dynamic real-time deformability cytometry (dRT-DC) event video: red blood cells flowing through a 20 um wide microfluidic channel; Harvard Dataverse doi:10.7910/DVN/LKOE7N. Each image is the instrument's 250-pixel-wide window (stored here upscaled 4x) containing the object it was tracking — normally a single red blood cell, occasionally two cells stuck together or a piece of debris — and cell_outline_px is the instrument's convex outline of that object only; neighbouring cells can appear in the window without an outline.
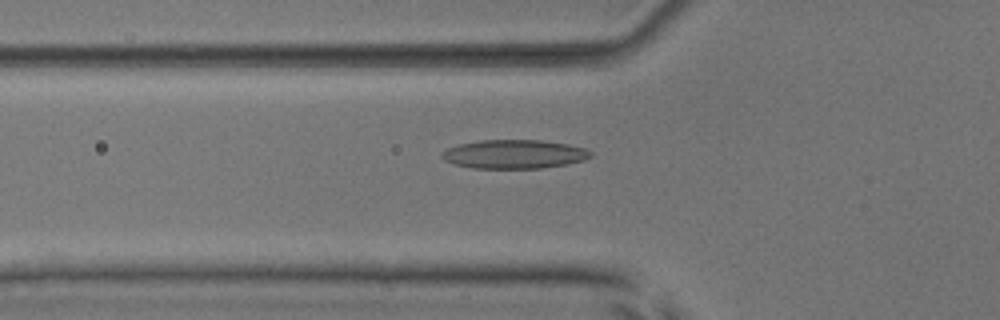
{"species": "common noctule bat (a hibernating species)", "species_latin": "Nyctalus noctula", "temperature_condition": "room temperature", "stored_images_in_passage": 50, "camera_frame_rate_fps": 3000, "um_per_image_px": 0.085, "animal": {"sex": "male", "body_mass_g": 17.9, "forearm_length_mm": 54.2}, "frame": {"image": 1, "passage_image": 16, "time_ms": 5.0, "image_size_px": [1000, 320], "cell_outline_px": [[592, 156], [584, 160], [564, 164], [540, 168], [472, 168], [452, 164], [444, 160], [440, 156], [440, 152], [448, 148], [460, 144], [480, 140], [540, 140], [568, 144], [584, 148], [592, 152]], "centroid_in_image_um": [43.66, 13.1], "position_along_channel_um": 82.1, "area_um2": 24.97}}
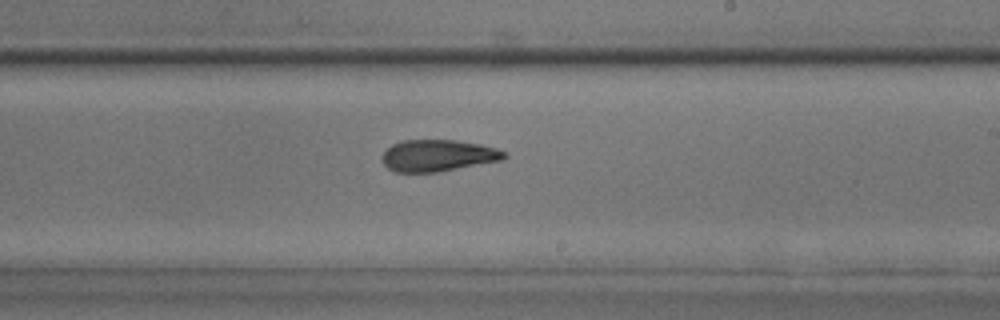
{"frame": {"image": 2, "passage_image": 29, "time_ms": 9.333, "image_size_px": [1000, 320], "cell_outline_px": [[508, 156], [504, 160], [436, 172], [396, 172], [388, 168], [384, 164], [384, 152], [392, 144], [404, 140], [456, 140], [480, 144], [496, 148], [508, 152]], "centroid_in_image_um": [37.29, 13.22], "position_along_channel_um": 251.7, "area_um2": 22.48}}
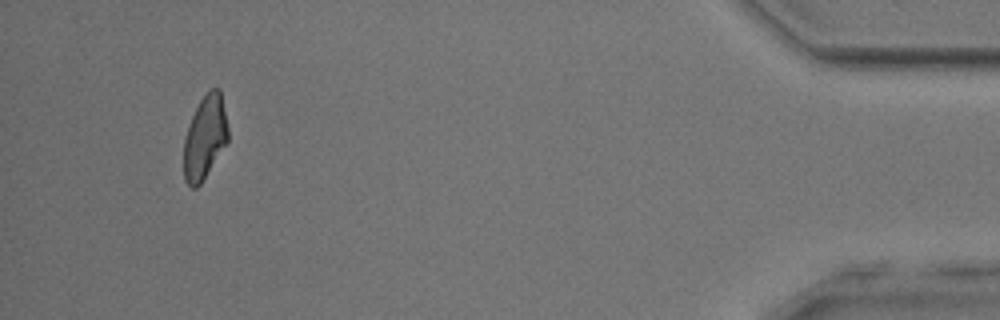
{"frame": {"image": 3, "passage_image": 47, "time_ms": 15.333, "image_size_px": [1000, 320], "cell_outline_px": [[228, 140], [200, 184], [196, 188], [192, 188], [184, 180], [184, 140], [192, 116], [200, 100], [208, 88], [220, 88], [228, 128]], "centroid_in_image_um": [17.41, 11.65], "position_along_channel_um": 417.8, "area_um2": 21.27}, "authors_computed_cell_mechanics": {"area_um2": 23.0622, "velocity_mm_per_s": 3.9254, "shape_relaxation_time_tau1_ms": 6.8952, "shape_relaxation_time_tau2_ms": 3.1164, "deformation_change_tau1": 0.1739, "deformation_change_tau2": 0.1162}}